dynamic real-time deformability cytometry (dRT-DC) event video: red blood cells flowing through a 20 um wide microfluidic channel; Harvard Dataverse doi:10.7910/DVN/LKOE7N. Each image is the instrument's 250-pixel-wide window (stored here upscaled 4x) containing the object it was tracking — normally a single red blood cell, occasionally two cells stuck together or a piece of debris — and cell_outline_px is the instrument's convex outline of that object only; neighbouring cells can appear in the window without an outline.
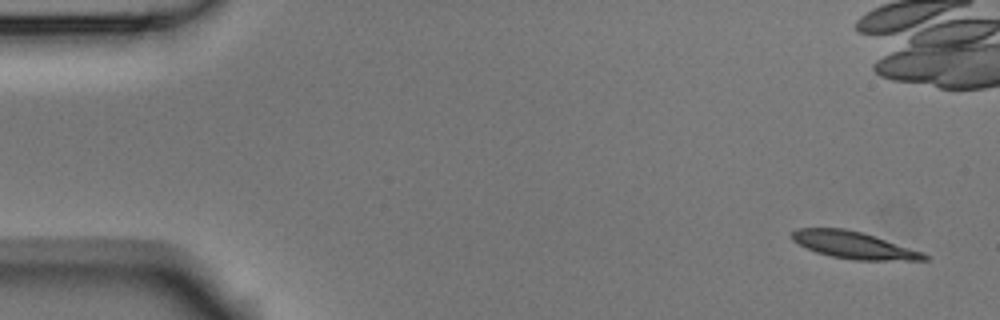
{"species": "Egyptian fruit bat (a non-hibernating species)", "species_latin": "Rousettus aegyptiacus", "temperature_condition": "room temperature", "stored_images_in_passage": 12, "camera_frame_rate_fps": 3000, "um_per_image_px": 0.085, "animal": {"sex": "male"}, "frame": {"image": 1, "passage_image": 1, "time_ms": 0.0, "image_size_px": [1000, 320], "cell_outline_px": [[928, 260], [856, 260], [832, 256], [816, 252], [792, 240], [792, 232], [796, 228], [844, 228], [864, 232], [924, 252], [928, 256]], "centroid_in_image_um": [72.6, 20.82], "position_along_channel_um": 12.4, "area_um2": 20.81}}